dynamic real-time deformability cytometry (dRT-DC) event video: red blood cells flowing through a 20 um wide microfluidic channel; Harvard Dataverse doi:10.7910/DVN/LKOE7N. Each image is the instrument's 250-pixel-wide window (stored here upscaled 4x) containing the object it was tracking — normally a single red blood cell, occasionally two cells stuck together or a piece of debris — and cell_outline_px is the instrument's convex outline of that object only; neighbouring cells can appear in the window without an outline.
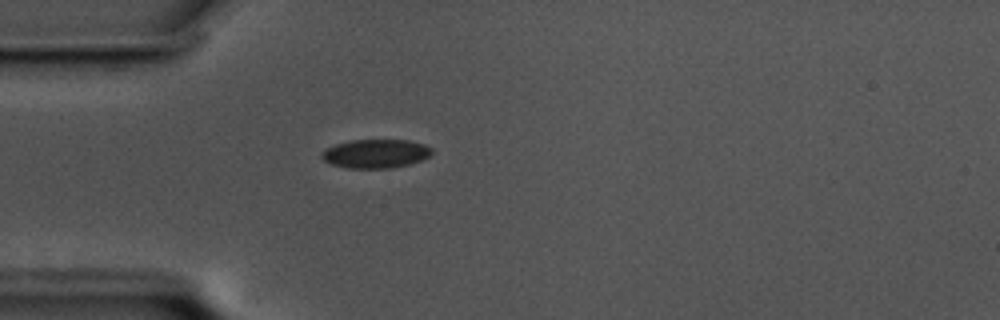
{"species": "common noctule bat (a hibernating species)", "species_latin": "Nyctalus noctula", "temperature_condition": "cold", "stored_images_in_passage": 43, "camera_frame_rate_fps": 3000, "um_per_image_px": 0.085, "animal": {"sex": "male", "body_mass_g": 17.5, "forearm_length_mm": 52.3}, "frame": {"image": 1, "passage_image": 1, "time_ms": 0.0, "image_size_px": [1000, 320], "cell_outline_px": [[432, 156], [424, 160], [392, 168], [344, 168], [332, 164], [324, 160], [320, 156], [328, 148], [336, 144], [352, 140], [408, 140], [424, 144], [432, 148]], "centroid_in_image_um": [31.99, 13.07], "position_along_channel_um": 53.0, "area_um2": 18.5}}
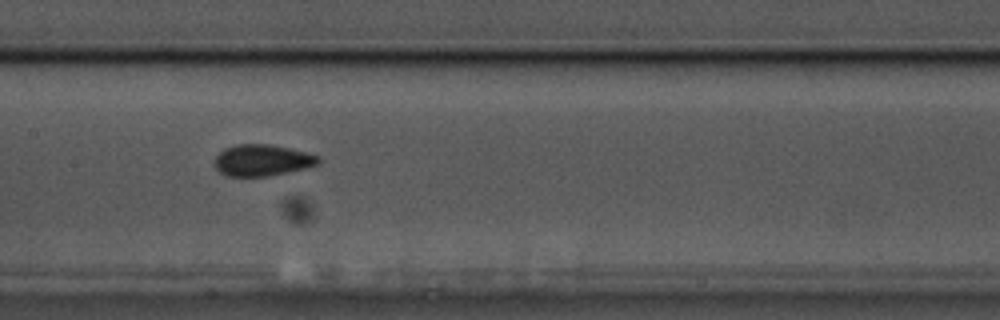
{"frame": {"image": 2, "passage_image": 13, "time_ms": 4.0, "image_size_px": [1000, 320], "cell_outline_px": [[320, 164], [288, 172], [268, 176], [224, 176], [216, 168], [216, 156], [224, 148], [236, 144], [268, 144], [288, 148], [320, 156]], "centroid_in_image_um": [22.29, 13.62], "position_along_channel_um": 185.1, "area_um2": 18.9}}
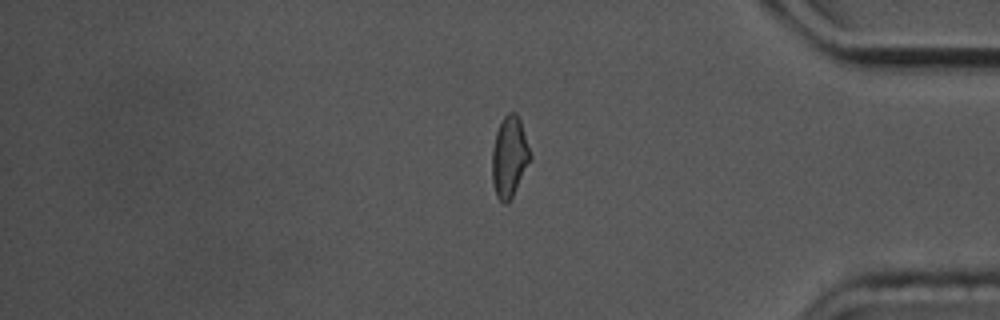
{"frame": {"image": 3, "passage_image": 33, "time_ms": 10.667, "image_size_px": [1000, 320], "cell_outline_px": [[532, 156], [508, 204], [504, 204], [496, 196], [492, 180], [492, 148], [496, 132], [504, 116], [508, 112], [516, 112], [520, 120]], "centroid_in_image_um": [43.28, 13.32], "position_along_channel_um": 391.9, "area_um2": 17.8}, "authors_computed_cell_mechanics": {"area_um2": 18.207, "velocity_mm_per_s": 3.4751, "shape_relaxation_time_tau1_ms": 3.2651, "shape_relaxation_time_tau2_ms": 2.4725, "deformation_change_tau1": 0.0671, "deformation_change_tau2": 0.0583}}